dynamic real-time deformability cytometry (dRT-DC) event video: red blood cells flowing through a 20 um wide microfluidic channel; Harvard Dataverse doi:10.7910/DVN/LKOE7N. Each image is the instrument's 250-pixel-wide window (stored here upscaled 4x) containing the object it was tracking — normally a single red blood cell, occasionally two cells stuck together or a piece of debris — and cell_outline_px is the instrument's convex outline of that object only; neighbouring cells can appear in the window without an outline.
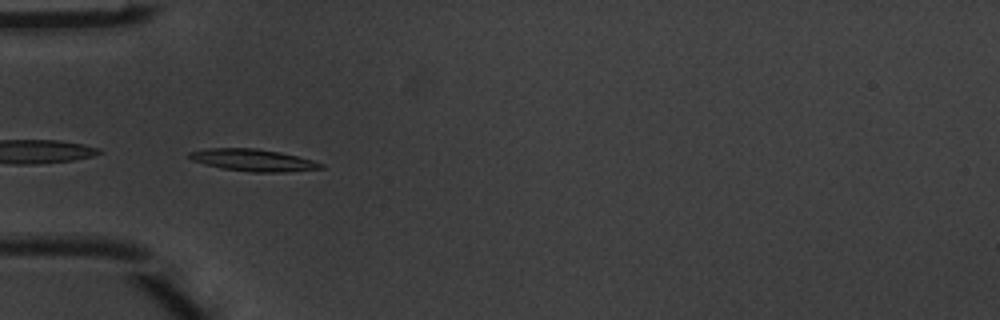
{"species": "common noctule bat (a hibernating species)", "species_latin": "Nyctalus noctula", "temperature_condition": "warm", "stored_images_in_passage": 6, "camera_frame_rate_fps": 3000, "um_per_image_px": 0.085, "animal": {"sex": "male", "body_mass_g": 20.1, "forearm_length_mm": 53.5}, "frame": {"image": 1, "passage_image": 4, "time_ms": 1.0, "image_size_px": [1000, 320], "cell_outline_px": [[324, 168], [284, 172], [252, 172], [220, 168], [204, 164], [192, 160], [188, 156], [188, 152], [208, 148], [256, 148], [280, 152], [312, 160], [324, 164]], "centroid_in_image_um": [21.49, 13.61], "position_along_channel_um": 63.5, "area_um2": 16.88}}
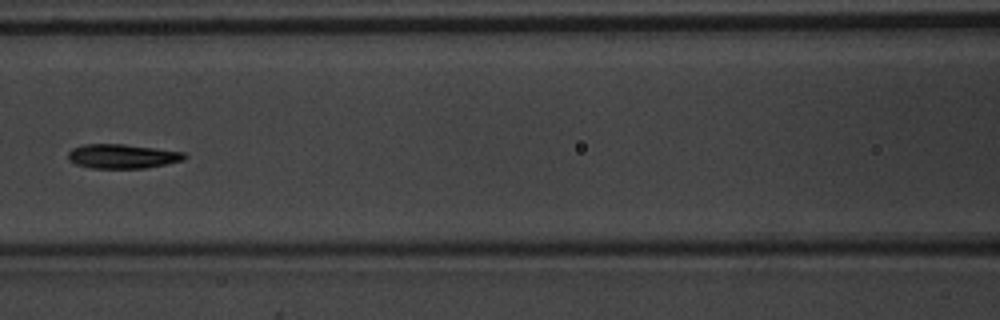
{"frame": {"image": 2, "passage_image": 6, "time_ms": 1.667, "image_size_px": [1000, 320], "cell_outline_px": [[188, 156], [184, 160], [168, 164], [144, 168], [92, 168], [76, 164], [68, 160], [68, 152], [72, 148], [84, 144], [124, 144], [156, 148], [184, 152]], "centroid_in_image_um": [10.42, 13.28], "position_along_channel_um": 156.2, "area_um2": 16.59}}